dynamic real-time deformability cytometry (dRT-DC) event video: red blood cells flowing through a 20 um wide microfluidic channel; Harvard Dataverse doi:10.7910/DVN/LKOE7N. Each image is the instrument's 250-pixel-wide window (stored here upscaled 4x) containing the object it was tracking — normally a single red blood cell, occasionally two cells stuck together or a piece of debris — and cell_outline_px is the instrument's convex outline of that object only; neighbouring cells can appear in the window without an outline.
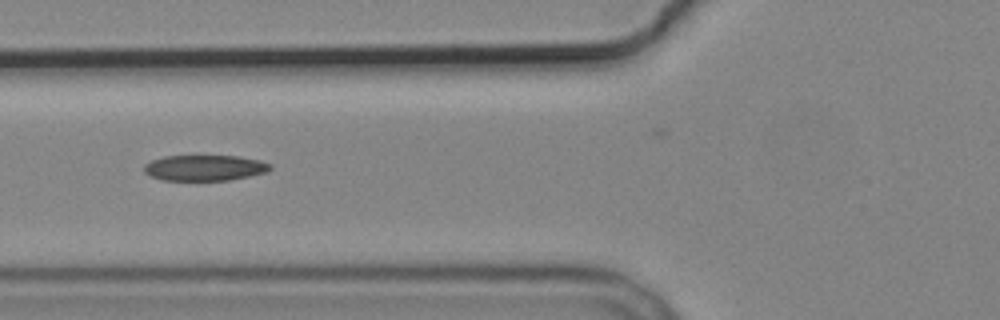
{"species": "common noctule bat (a hibernating species)", "species_latin": "Nyctalus noctula", "temperature_condition": "cold", "stored_images_in_passage": 12, "camera_frame_rate_fps": 3000, "um_per_image_px": 0.085, "animal": {"sex": "male", "body_mass_g": 19.2, "forearm_length_mm": 51.8}, "frame": {"image": 1, "passage_image": 6, "time_ms": 7.0, "image_size_px": [1000, 320], "cell_outline_px": [[272, 168], [264, 172], [248, 176], [228, 180], [164, 180], [152, 176], [144, 172], [144, 164], [152, 160], [164, 156], [236, 156], [260, 160], [272, 164]], "centroid_in_image_um": [17.39, 14.26], "position_along_channel_um": 108.4, "area_um2": 18.73}}
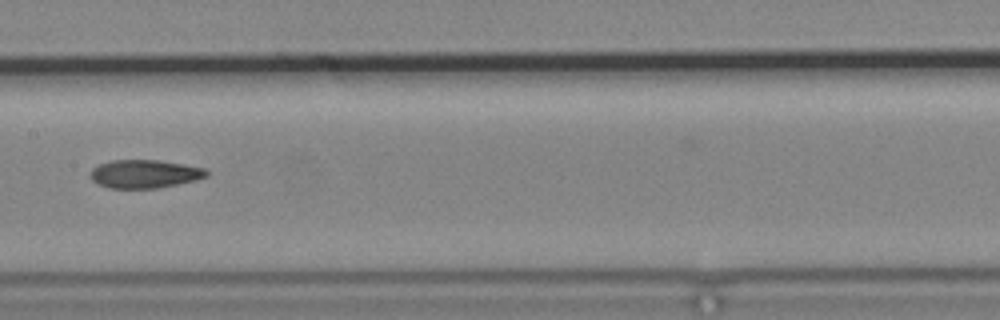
{"frame": {"image": 2, "passage_image": 8, "time_ms": 9.333, "image_size_px": [1000, 320], "cell_outline_px": [[208, 176], [196, 180], [160, 188], [108, 188], [92, 180], [88, 176], [92, 168], [100, 164], [112, 160], [160, 160], [208, 168]], "centroid_in_image_um": [12.32, 14.78], "position_along_channel_um": 195.1, "area_um2": 19.36}}
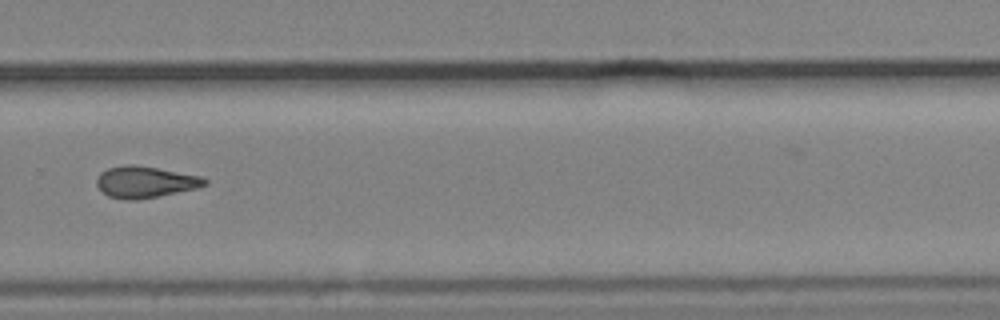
{"frame": {"image": 3, "passage_image": 11, "time_ms": 12.667, "image_size_px": [1000, 320], "cell_outline_px": [[208, 184], [196, 188], [160, 196], [136, 200], [128, 200], [108, 196], [96, 184], [96, 180], [100, 172], [108, 168], [124, 164], [136, 164], [200, 176], [208, 180]], "centroid_in_image_um": [12.33, 15.46], "position_along_channel_um": 317.5, "area_um2": 19.83}}